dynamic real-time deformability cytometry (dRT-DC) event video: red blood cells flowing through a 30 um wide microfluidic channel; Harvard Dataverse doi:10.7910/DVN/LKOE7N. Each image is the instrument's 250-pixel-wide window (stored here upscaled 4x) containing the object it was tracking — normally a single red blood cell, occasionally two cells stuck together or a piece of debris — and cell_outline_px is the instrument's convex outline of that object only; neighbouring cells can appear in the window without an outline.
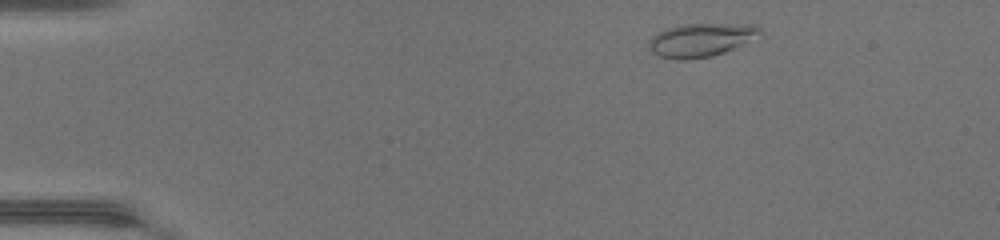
{"species": "common noctule bat (a hibernating species)", "species_latin": "Nyctalus noctula", "temperature_condition": "warm", "stored_images_in_passage": 43, "camera_frame_rate_fps": 3000, "um_per_image_px": 0.085, "animal": {"sex": "female", "body_mass_g": 17.0, "forearm_length_mm": 48.0}, "frame": {"image": 1, "passage_image": 3, "time_ms": 0.667, "image_size_px": [1000, 240], "cell_outline_px": [[760, 32], [740, 44], [724, 52], [712, 56], [680, 60], [660, 56], [652, 52], [648, 48], [648, 40], [652, 36], [668, 28], [684, 24], [752, 24], [760, 28]], "centroid_in_image_um": [59.49, 3.39], "position_along_channel_um": 25.5, "area_um2": 20.98}}
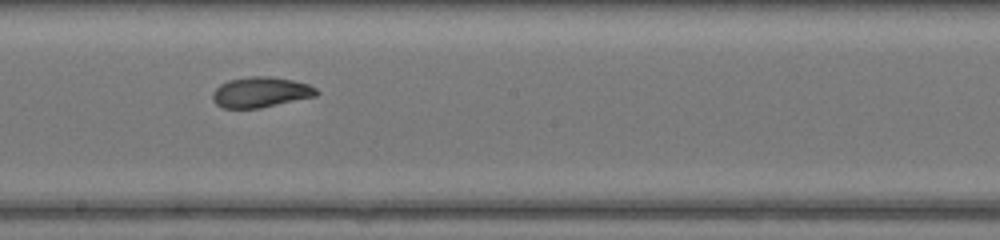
{"frame": {"image": 2, "passage_image": 23, "time_ms": 7.333, "image_size_px": [1000, 240], "cell_outline_px": [[320, 92], [316, 96], [260, 108], [224, 108], [216, 104], [212, 100], [212, 92], [220, 84], [228, 80], [248, 76], [268, 76], [292, 80], [308, 84], [316, 88]], "centroid_in_image_um": [22.14, 7.83], "position_along_channel_um": 226.1, "area_um2": 18.5}}
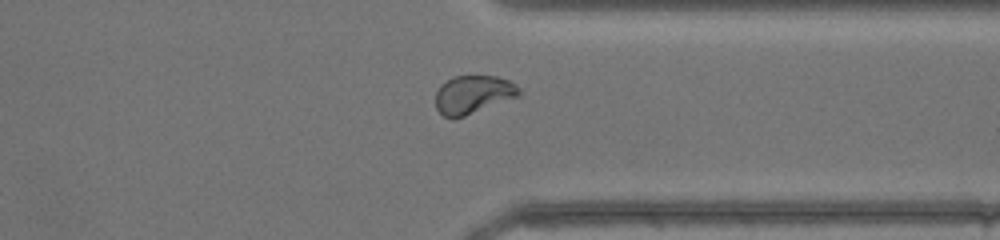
{"frame": {"image": 3, "passage_image": 33, "time_ms": 10.667, "image_size_px": [1000, 240], "cell_outline_px": [[524, 92], [520, 96], [464, 116], [452, 120], [444, 116], [436, 108], [436, 92], [440, 84], [452, 76], [496, 76], [508, 80], [516, 84]], "centroid_in_image_um": [40.23, 8.03], "position_along_channel_um": 371.2, "area_um2": 18.9}, "authors_computed_cell_mechanics": {"area_um2": 18.9584, "velocity_mm_per_s": 4.3742, "shape_relaxation_time_tau1_ms": null, "shape_relaxation_time_tau2_ms": 1.1443, "deformation_change_tau1": null, "deformation_change_tau2": 0.0528}}